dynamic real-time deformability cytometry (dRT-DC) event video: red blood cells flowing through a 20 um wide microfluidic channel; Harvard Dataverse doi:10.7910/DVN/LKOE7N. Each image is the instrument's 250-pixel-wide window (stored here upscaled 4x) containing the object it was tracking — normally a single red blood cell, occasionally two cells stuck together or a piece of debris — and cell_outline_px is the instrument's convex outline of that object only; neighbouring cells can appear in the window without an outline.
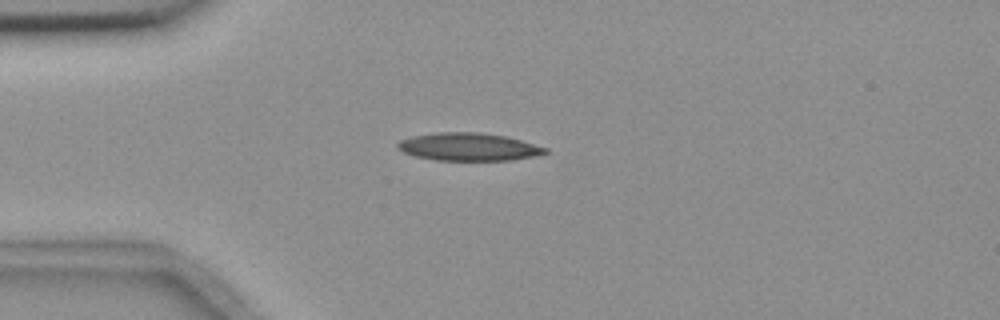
{"species": "common noctule bat (a hibernating species)", "species_latin": "Nyctalus noctula", "temperature_condition": "room temperature", "stored_images_in_passage": 4, "camera_frame_rate_fps": 3000, "um_per_image_px": 0.085, "animal": {"sex": "female", "body_mass_g": 18.4}, "frame": {"image": 1, "passage_image": 2, "time_ms": 2.0, "image_size_px": [1000, 320], "cell_outline_px": [[548, 152], [532, 156], [512, 160], [436, 160], [416, 156], [404, 152], [396, 144], [400, 140], [412, 136], [436, 132], [476, 132], [504, 136], [520, 140], [548, 148]], "centroid_in_image_um": [39.82, 12.48], "position_along_channel_um": 45.2, "area_um2": 23.58}}